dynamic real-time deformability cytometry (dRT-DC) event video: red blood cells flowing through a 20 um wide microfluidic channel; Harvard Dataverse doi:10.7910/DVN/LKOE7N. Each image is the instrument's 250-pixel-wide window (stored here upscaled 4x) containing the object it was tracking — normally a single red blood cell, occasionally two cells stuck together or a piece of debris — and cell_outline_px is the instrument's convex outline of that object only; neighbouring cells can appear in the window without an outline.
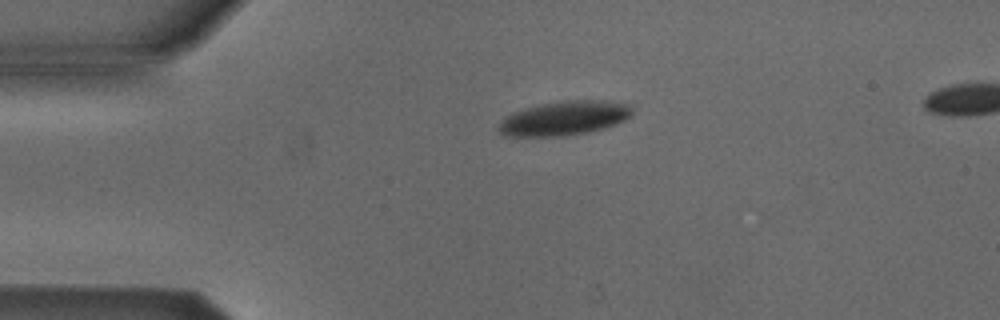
{"species": "Egyptian fruit bat (a non-hibernating species)", "species_latin": "Rousettus aegyptiacus", "temperature_condition": "cold", "stored_images_in_passage": 4, "segment_of_instrument_passage": [1, 2], "camera_frame_rate_fps": 3000, "um_per_image_px": 0.085, "animal": {"sex": "male"}, "frame": {"image": 1, "passage_image": 2, "time_ms": 2.333, "image_size_px": [1000, 320], "cell_outline_px": [[632, 112], [624, 120], [616, 124], [604, 128], [564, 136], [504, 136], [500, 132], [500, 124], [512, 112], [544, 104], [564, 100], [608, 100], [632, 104]], "centroid_in_image_um": [48.03, 10.03], "position_along_channel_um": 37.0, "area_um2": 26.24}}